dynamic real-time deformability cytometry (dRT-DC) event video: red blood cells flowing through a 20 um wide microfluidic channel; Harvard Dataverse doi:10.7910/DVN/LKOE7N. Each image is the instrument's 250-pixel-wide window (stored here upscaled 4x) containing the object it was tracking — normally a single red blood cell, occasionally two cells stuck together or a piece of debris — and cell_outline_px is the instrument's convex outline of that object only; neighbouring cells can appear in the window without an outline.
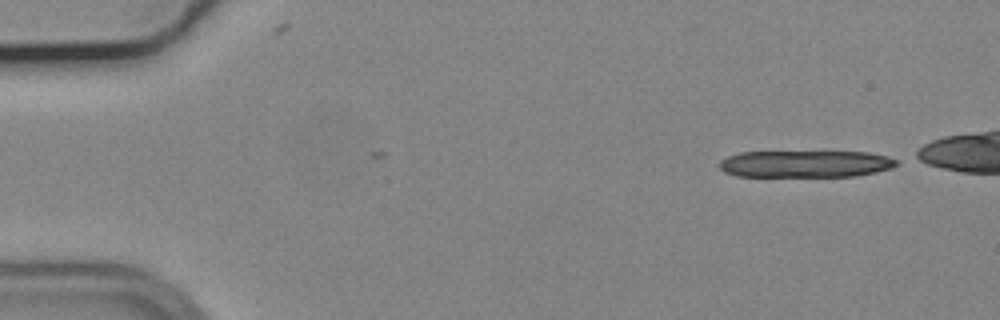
{"species": "common noctule bat (a hibernating species)", "species_latin": "Nyctalus noctula", "temperature_condition": "cold", "stored_images_in_passage": 12, "camera_frame_rate_fps": 3000, "um_per_image_px": 0.085, "animal": {"sex": "male", "body_mass_g": 19.2, "forearm_length_mm": 51.8}, "frame": {"image": 1, "passage_image": 1, "time_ms": 0.0, "image_size_px": [1000, 320], "cell_outline_px": [[900, 164], [892, 168], [876, 172], [856, 176], [736, 176], [724, 172], [720, 168], [720, 160], [728, 156], [740, 152], [824, 148], [868, 152], [888, 156], [896, 160]], "centroid_in_image_um": [68.51, 13.86], "position_along_channel_um": 16.5, "area_um2": 29.71}}